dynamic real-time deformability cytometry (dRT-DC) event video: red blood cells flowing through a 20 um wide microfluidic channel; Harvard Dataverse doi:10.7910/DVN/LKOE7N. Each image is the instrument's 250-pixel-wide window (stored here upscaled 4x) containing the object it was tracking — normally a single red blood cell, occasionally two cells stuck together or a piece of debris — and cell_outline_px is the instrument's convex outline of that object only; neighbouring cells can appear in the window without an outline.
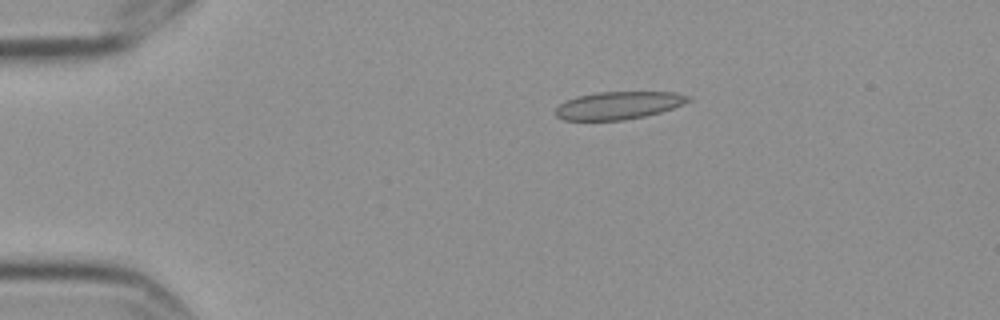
{"species": "Egyptian fruit bat (a non-hibernating species)", "species_latin": "Rousettus aegyptiacus", "temperature_condition": "cold", "stored_images_in_passage": 7, "camera_frame_rate_fps": 3000, "um_per_image_px": 0.085, "frame": {"image": 1, "passage_image": 2, "time_ms": 0.333, "image_size_px": [1000, 320], "cell_outline_px": [[692, 100], [684, 104], [660, 112], [644, 116], [624, 120], [564, 120], [556, 116], [556, 108], [564, 100], [576, 96], [596, 92], [676, 92], [692, 96]], "centroid_in_image_um": [52.59, 8.95], "position_along_channel_um": 32.4, "area_um2": 21.56}}
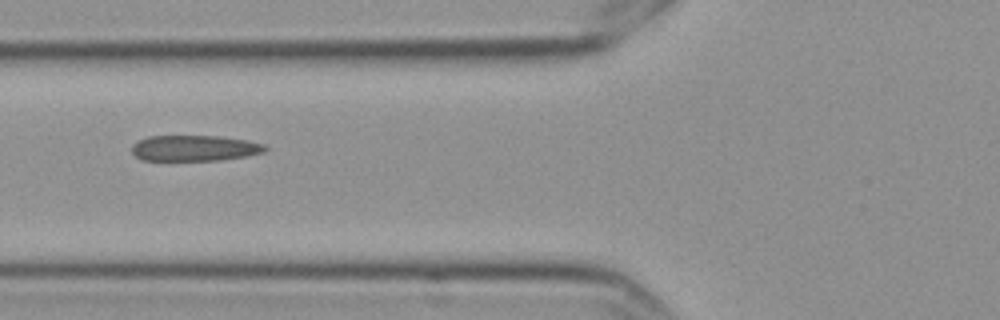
{"frame": {"image": 2, "passage_image": 5, "time_ms": 1.333, "image_size_px": [1000, 320], "cell_outline_px": [[268, 148], [264, 152], [248, 156], [220, 160], [140, 160], [132, 152], [132, 144], [148, 136], [220, 136], [248, 140], [264, 144]], "centroid_in_image_um": [16.56, 12.59], "position_along_channel_um": 109.2, "area_um2": 20.11}}
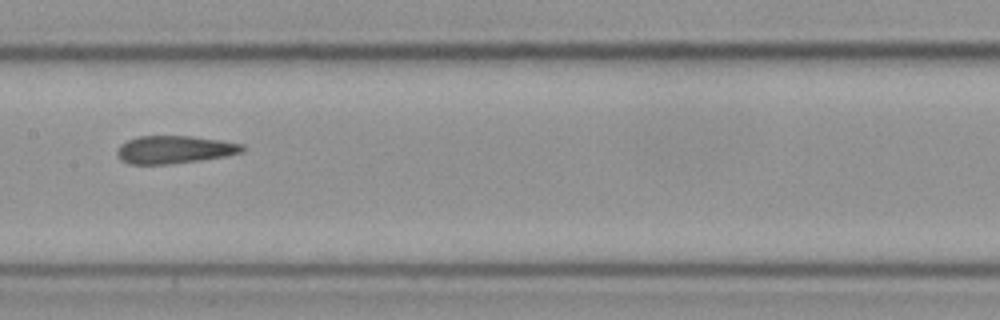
{"frame": {"image": 3, "passage_image": 7, "time_ms": 2.0, "image_size_px": [1000, 320], "cell_outline_px": [[244, 152], [228, 156], [172, 164], [128, 164], [120, 160], [116, 152], [116, 148], [120, 144], [128, 140], [140, 136], [192, 136], [220, 140], [244, 144]], "centroid_in_image_um": [14.83, 12.72], "position_along_channel_um": 192.6, "area_um2": 20.52}}